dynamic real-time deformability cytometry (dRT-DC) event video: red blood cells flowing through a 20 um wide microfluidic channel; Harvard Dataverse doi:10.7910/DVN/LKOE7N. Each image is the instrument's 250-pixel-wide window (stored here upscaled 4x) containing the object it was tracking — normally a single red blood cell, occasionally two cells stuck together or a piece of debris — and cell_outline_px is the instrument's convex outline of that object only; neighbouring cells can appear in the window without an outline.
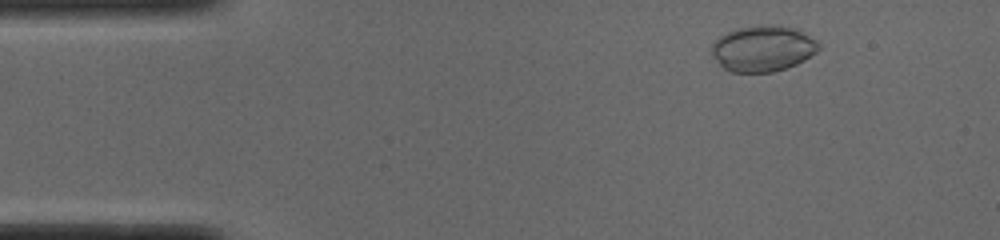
{"species": "common noctule bat (a hibernating species)", "species_latin": "Nyctalus noctula", "temperature_condition": "cold", "stored_images_in_passage": 11, "camera_frame_rate_fps": 3000, "um_per_image_px": 0.085, "animal": {"sex": "male", "body_mass_g": 19.0, "forearm_length_mm": 50.8}, "frame": {"image": 1, "passage_image": 5, "time_ms": 1.333, "image_size_px": [1000, 240], "cell_outline_px": [[820, 48], [816, 52], [804, 60], [796, 64], [772, 72], [732, 72], [724, 68], [712, 56], [712, 44], [720, 36], [728, 32], [740, 28], [792, 28], [816, 40], [820, 44]], "centroid_in_image_um": [64.82, 4.19], "position_along_channel_um": 20.2, "area_um2": 27.4}}